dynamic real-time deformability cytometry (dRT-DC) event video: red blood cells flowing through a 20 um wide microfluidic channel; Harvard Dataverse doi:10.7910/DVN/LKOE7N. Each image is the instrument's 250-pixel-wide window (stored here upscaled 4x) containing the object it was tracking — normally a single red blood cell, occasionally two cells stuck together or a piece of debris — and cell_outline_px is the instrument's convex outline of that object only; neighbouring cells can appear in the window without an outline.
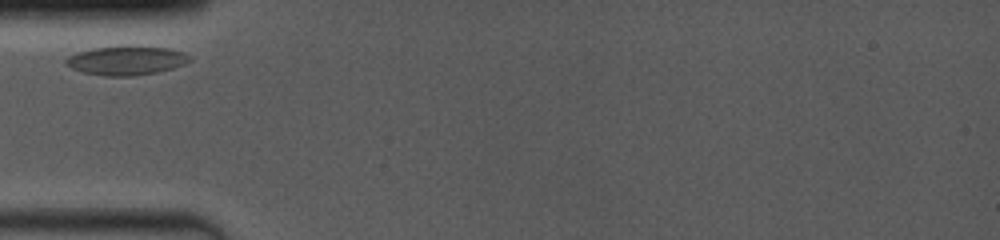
{"species": "common noctule bat (a hibernating species)", "species_latin": "Nyctalus noctula", "temperature_condition": "room temperature", "stored_images_in_passage": 4, "camera_frame_rate_fps": 4000, "um_per_image_px": 0.085, "animal": {"sex": "female", "body_mass_g": 19.0, "forearm_length_mm": 53.3}, "frame": {"image": 1, "passage_image": 1, "time_ms": 0.0, "image_size_px": [1000, 240], "cell_outline_px": [[192, 60], [184, 64], [172, 68], [156, 72], [132, 76], [108, 76], [84, 72], [72, 68], [64, 64], [64, 60], [68, 56], [76, 52], [96, 48], [120, 44], [136, 44], [168, 48], [184, 52], [192, 56]], "centroid_in_image_um": [10.76, 5.1], "position_along_channel_um": 74.2, "area_um2": 21.5}}
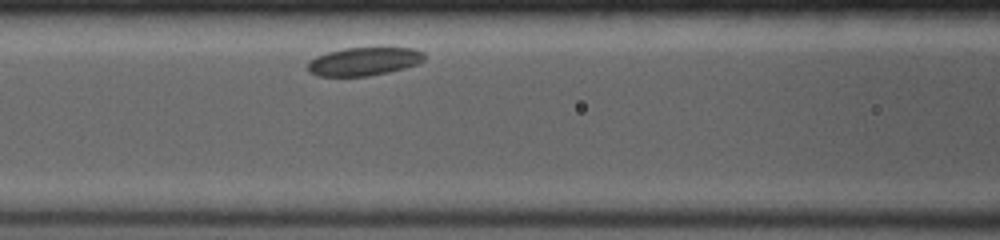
{"frame": {"image": 2, "passage_image": 3, "time_ms": 1.75, "image_size_px": [1000, 240], "cell_outline_px": [[424, 60], [416, 64], [404, 68], [388, 72], [368, 76], [316, 76], [308, 72], [308, 64], [316, 56], [328, 52], [344, 48], [412, 48], [424, 52]], "centroid_in_image_um": [30.92, 5.23], "position_along_channel_um": 135.7, "area_um2": 19.07}}